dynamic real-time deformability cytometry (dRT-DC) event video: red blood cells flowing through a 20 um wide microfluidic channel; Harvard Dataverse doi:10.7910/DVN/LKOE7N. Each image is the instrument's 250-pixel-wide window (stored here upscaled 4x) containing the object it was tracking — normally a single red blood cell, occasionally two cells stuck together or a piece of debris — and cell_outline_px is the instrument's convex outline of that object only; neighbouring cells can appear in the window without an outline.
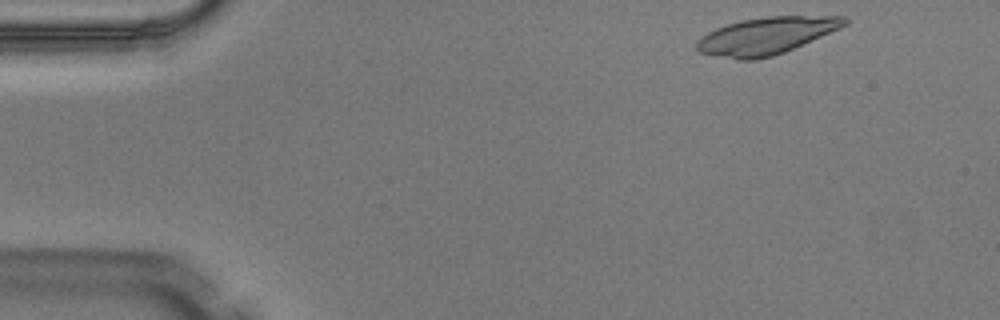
{"species": "Egyptian fruit bat (a non-hibernating species)", "species_latin": "Rousettus aegyptiacus", "temperature_condition": "warm", "stored_images_in_passage": 3, "camera_frame_rate_fps": 3000, "um_per_image_px": 0.085, "animal": {"sex": "male"}, "frame": {"image": 1, "passage_image": 1, "time_ms": 0.0, "image_size_px": [1000, 320], "cell_outline_px": [[848, 24], [840, 28], [784, 52], [772, 56], [756, 60], [740, 60], [700, 52], [696, 48], [696, 40], [708, 32], [716, 28], [740, 20], [768, 16], [848, 16]], "centroid_in_image_um": [65.14, 3.03], "position_along_channel_um": 19.9, "area_um2": 31.73}}
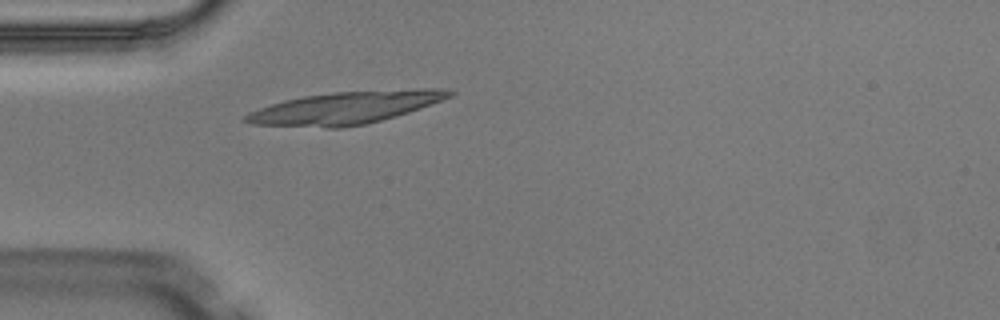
{"frame": {"image": 2, "passage_image": 3, "time_ms": 0.667, "image_size_px": [1000, 320], "cell_outline_px": [[456, 92], [452, 96], [420, 108], [396, 116], [364, 124], [344, 128], [324, 128], [252, 124], [240, 120], [248, 112], [284, 100], [304, 96], [332, 92], [420, 88], [448, 88]], "centroid_in_image_um": [29.36, 9.15], "position_along_channel_um": 55.6, "area_um2": 38.61}}